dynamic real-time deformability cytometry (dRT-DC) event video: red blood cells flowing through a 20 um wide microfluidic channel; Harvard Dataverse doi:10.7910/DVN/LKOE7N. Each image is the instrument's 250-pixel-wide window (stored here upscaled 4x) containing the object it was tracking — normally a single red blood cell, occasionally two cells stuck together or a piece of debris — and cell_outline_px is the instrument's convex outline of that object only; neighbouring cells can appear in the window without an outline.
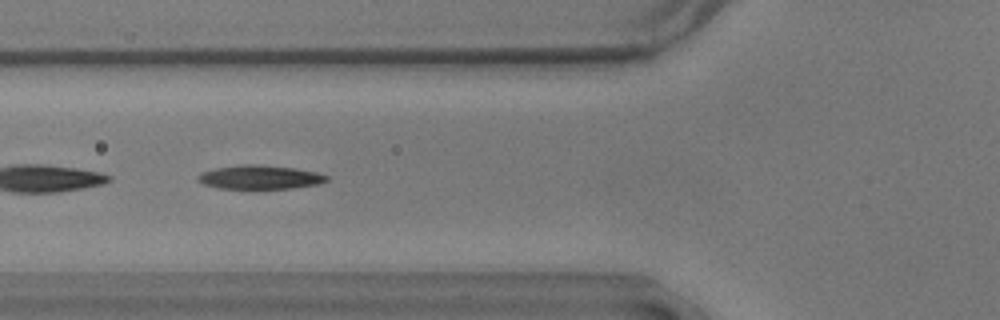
{"species": "common noctule bat (a hibernating species)", "species_latin": "Nyctalus noctula", "temperature_condition": "warm", "stored_images_in_passage": 39, "camera_frame_rate_fps": 3000, "um_per_image_px": 0.085, "animal": {"sex": "male", "body_mass_g": 17.9}, "frame": {"image": 1, "passage_image": 9, "time_ms": 2.667, "image_size_px": [1000, 320], "cell_outline_px": [[328, 180], [320, 184], [292, 188], [216, 188], [204, 184], [196, 180], [196, 176], [200, 172], [216, 168], [244, 164], [252, 164], [292, 168], [316, 172], [328, 176]], "centroid_in_image_um": [22.05, 15.06], "position_along_channel_um": 103.8, "area_um2": 17.74}}
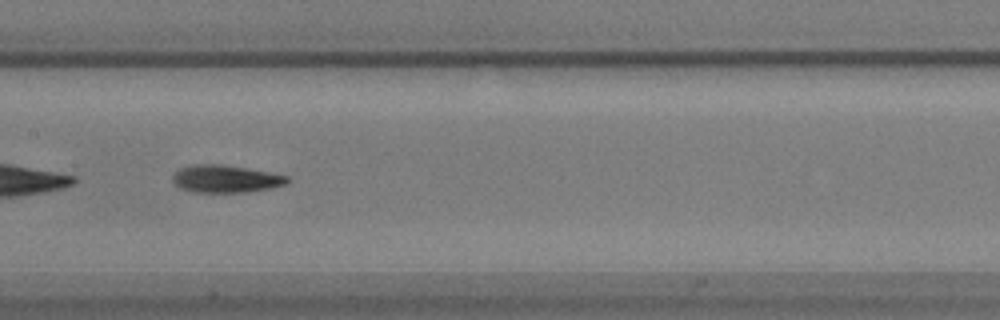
{"frame": {"image": 2, "passage_image": 16, "time_ms": 5.0, "image_size_px": [1000, 320], "cell_outline_px": [[288, 184], [272, 188], [244, 192], [192, 192], [180, 188], [172, 180], [172, 176], [180, 168], [188, 164], [220, 164], [248, 168], [288, 176]], "centroid_in_image_um": [19.16, 15.19], "position_along_channel_um": 188.2, "area_um2": 18.44}}
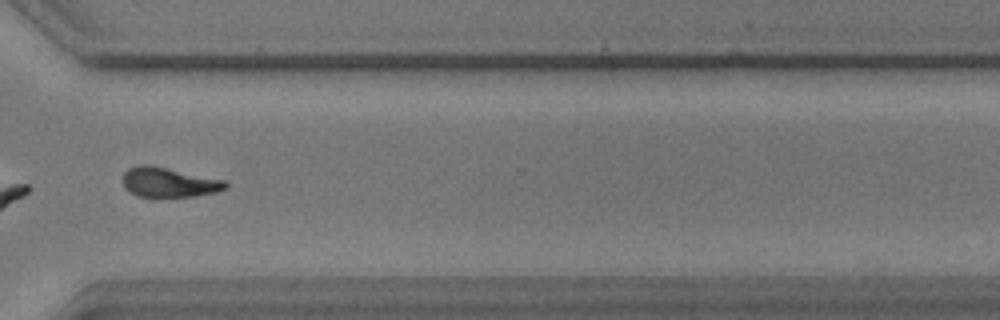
{"frame": {"image": 3, "passage_image": 30, "time_ms": 9.667, "image_size_px": [1000, 320], "cell_outline_px": [[228, 188], [216, 192], [192, 196], [136, 196], [128, 192], [124, 188], [124, 172], [128, 168], [140, 164], [148, 164], [224, 180], [228, 184]], "centroid_in_image_um": [14.33, 15.49], "position_along_channel_um": 356.3, "area_um2": 17.63}, "authors_computed_cell_mechanics": {"area_um2": 18.2648, "velocity_mm_per_s": 3.6038, "shape_relaxation_time_tau1_ms": 3.5883, "shape_relaxation_time_tau2_ms": 2.3587, "deformation_change_tau1": 0.1491, "deformation_change_tau2": 0.1018}}